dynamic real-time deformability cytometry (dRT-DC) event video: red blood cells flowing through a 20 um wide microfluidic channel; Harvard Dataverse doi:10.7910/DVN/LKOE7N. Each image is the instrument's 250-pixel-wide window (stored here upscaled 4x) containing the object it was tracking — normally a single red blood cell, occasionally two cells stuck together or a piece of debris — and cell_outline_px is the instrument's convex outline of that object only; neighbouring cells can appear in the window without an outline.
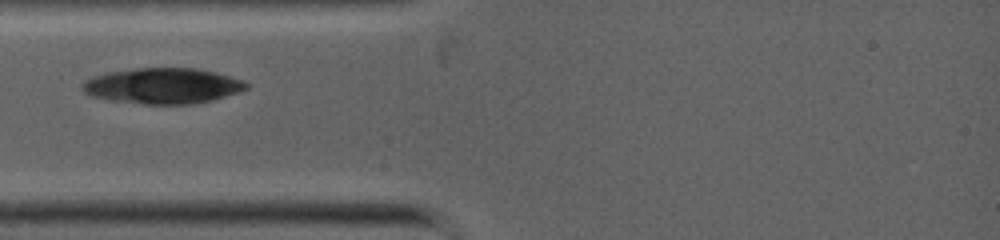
{"species": "common noctule bat (a hibernating species)", "species_latin": "Nyctalus noctula", "temperature_condition": "warm", "stored_images_in_passage": 11, "camera_frame_rate_fps": 5000, "um_per_image_px": 0.085, "animal": {"sex": "female", "body_mass_g": 19.0, "forearm_length_mm": 53.3}, "frame": {"image": 1, "passage_image": 1, "time_ms": 0.0, "image_size_px": [1000, 240], "cell_outline_px": [[248, 88], [240, 92], [212, 100], [196, 104], [144, 104], [112, 100], [92, 96], [84, 92], [80, 88], [80, 84], [84, 80], [92, 76], [108, 72], [136, 68], [196, 68], [216, 72], [244, 80], [248, 84]], "centroid_in_image_um": [13.83, 7.29], "position_along_channel_um": 71.2, "area_um2": 34.33}}
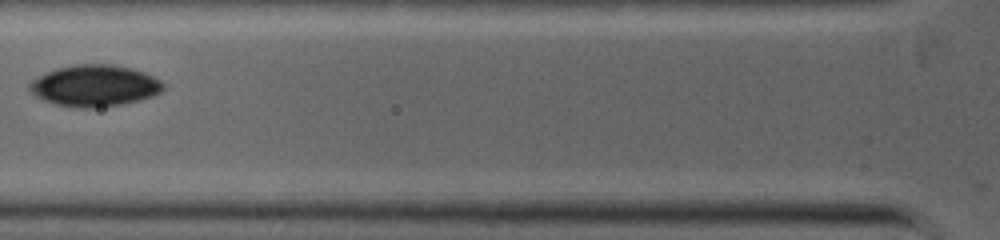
{"frame": {"image": 2, "passage_image": 4, "time_ms": 1.0, "image_size_px": [1000, 240], "cell_outline_px": [[164, 88], [160, 92], [152, 96], [140, 100], [120, 104], [92, 108], [84, 108], [56, 104], [44, 100], [28, 92], [28, 84], [32, 80], [44, 72], [56, 68], [76, 64], [112, 64], [132, 68], [144, 72], [160, 80], [164, 84]], "centroid_in_image_um": [8.01, 7.27], "position_along_channel_um": 117.8, "area_um2": 32.37}}
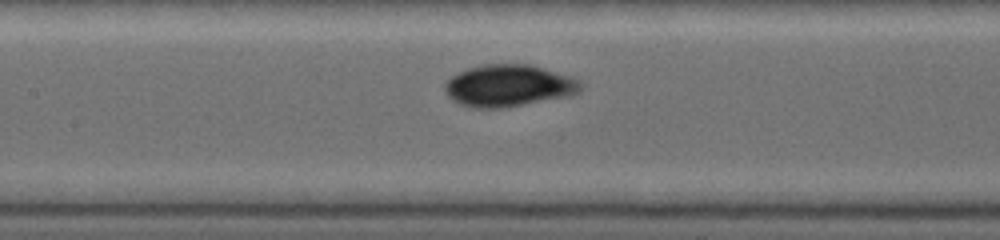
{"frame": {"image": 3, "passage_image": 7, "time_ms": 2.0, "image_size_px": [1000, 240], "cell_outline_px": [[584, 88], [580, 92], [572, 96], [504, 108], [472, 108], [460, 104], [452, 100], [444, 92], [444, 84], [452, 76], [468, 68], [484, 64], [528, 64], [544, 68], [572, 76], [580, 80], [584, 84]], "centroid_in_image_um": [43.29, 7.29], "position_along_channel_um": 164.1, "area_um2": 33.76}}